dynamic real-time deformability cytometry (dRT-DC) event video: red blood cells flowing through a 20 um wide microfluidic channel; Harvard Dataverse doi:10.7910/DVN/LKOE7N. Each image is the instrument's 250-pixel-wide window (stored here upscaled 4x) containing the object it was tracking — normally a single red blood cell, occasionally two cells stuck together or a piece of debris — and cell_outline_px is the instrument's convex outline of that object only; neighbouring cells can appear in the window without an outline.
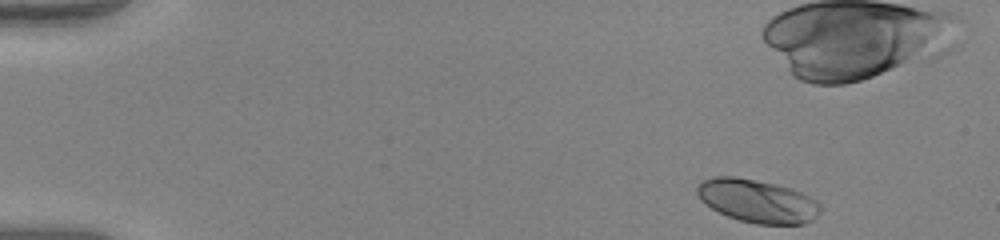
{"species": "human", "species_latin": "Homo sapiens", "temperature_condition": "warm", "stored_images_in_passage": 47, "camera_frame_rate_fps": 3000, "um_per_image_px": 0.085, "donor": {"sex": "female"}, "frame": {"image": 1, "passage_image": 1, "time_ms": 0.0, "image_size_px": [1000, 240], "cell_outline_px": [[820, 212], [812, 220], [804, 224], [756, 224], [740, 220], [728, 216], [712, 208], [700, 200], [696, 192], [696, 188], [704, 180], [716, 176], [736, 176], [776, 184], [792, 188], [816, 200], [820, 204]], "centroid_in_image_um": [64.38, 17.08], "position_along_channel_um": 20.6, "area_um2": 30.92}}
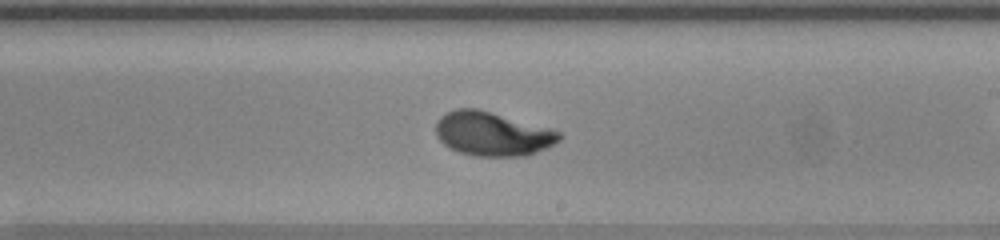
{"frame": {"image": 2, "passage_image": 27, "time_ms": 8.667, "image_size_px": [1000, 240], "cell_outline_px": [[564, 136], [560, 140], [528, 156], [472, 156], [448, 148], [436, 136], [436, 120], [444, 112], [456, 108], [476, 108], [552, 128], [560, 132]], "centroid_in_image_um": [41.84, 11.37], "position_along_channel_um": 247.2, "area_um2": 31.96}}
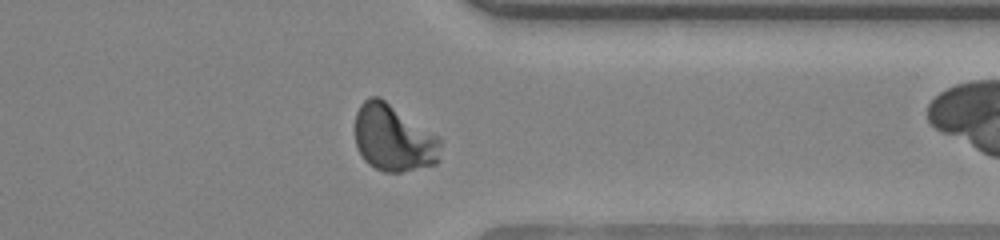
{"frame": {"image": 3, "passage_image": 37, "time_ms": 12.0, "image_size_px": [1000, 240], "cell_outline_px": [[444, 140], [440, 160], [436, 164], [400, 172], [384, 172], [368, 164], [364, 160], [356, 148], [356, 112], [360, 104], [368, 96], [380, 96], [440, 136]], "centroid_in_image_um": [33.5, 11.73], "position_along_channel_um": 377.9, "area_um2": 34.1}, "authors_computed_cell_mechanics": {"area_um2": 30.4606, "velocity_mm_per_s": 3.9806, "shape_relaxation_time_tau1_ms": 2.6427, "shape_relaxation_time_tau2_ms": null, "deformation_change_tau1": 0.1774, "deformation_change_tau2": null}}